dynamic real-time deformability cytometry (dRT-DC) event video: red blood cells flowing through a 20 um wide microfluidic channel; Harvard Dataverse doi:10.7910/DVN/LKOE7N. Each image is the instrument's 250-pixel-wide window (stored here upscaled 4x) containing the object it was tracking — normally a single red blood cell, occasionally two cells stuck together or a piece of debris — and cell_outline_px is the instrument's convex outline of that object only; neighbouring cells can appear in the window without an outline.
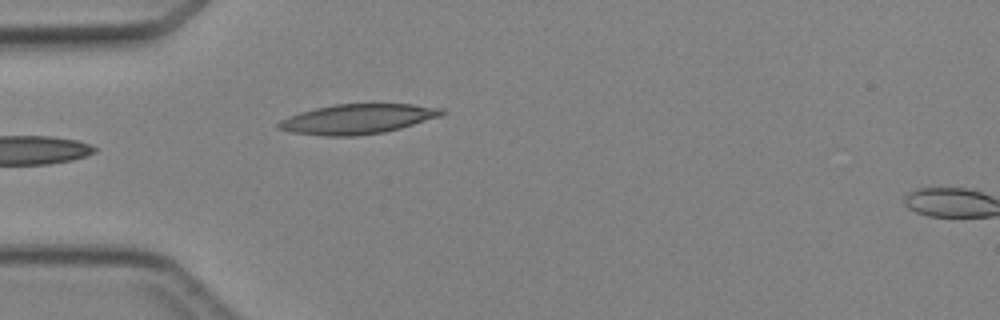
{"species": "Egyptian fruit bat (a non-hibernating species)", "species_latin": "Rousettus aegyptiacus", "temperature_condition": "cold", "stored_images_in_passage": 3, "camera_frame_rate_fps": 3000, "um_per_image_px": 0.085, "animal": {"sex": "female"}, "frame": {"image": 1, "passage_image": 2, "time_ms": 1.667, "image_size_px": [1000, 320], "cell_outline_px": [[444, 112], [440, 116], [400, 128], [384, 132], [360, 136], [328, 136], [292, 132], [276, 128], [276, 124], [280, 120], [288, 116], [300, 112], [316, 108], [336, 104], [412, 104], [444, 108]], "centroid_in_image_um": [30.37, 10.12], "position_along_channel_um": 54.6, "area_um2": 28.26}}